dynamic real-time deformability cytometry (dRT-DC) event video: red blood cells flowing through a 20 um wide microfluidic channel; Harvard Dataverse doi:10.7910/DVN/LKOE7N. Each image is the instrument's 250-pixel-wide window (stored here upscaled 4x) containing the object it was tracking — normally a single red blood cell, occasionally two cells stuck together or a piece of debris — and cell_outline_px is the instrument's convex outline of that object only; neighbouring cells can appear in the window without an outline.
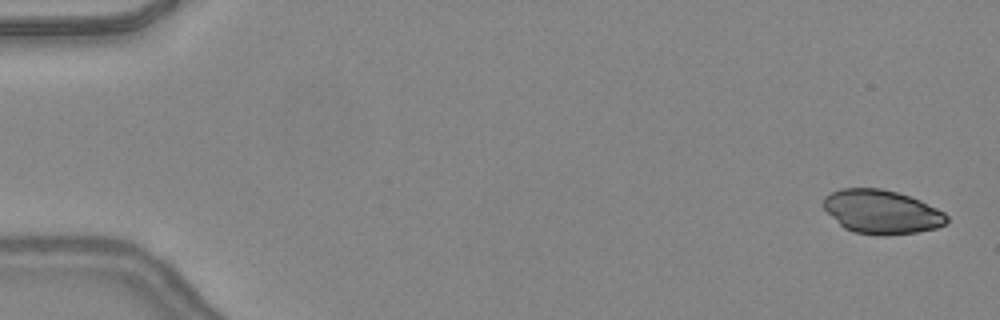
{"species": "common noctule bat (a hibernating species)", "species_latin": "Nyctalus noctula", "temperature_condition": "warm", "stored_images_in_passage": 48, "camera_frame_rate_fps": 3000, "um_per_image_px": 0.085, "animal": {"sex": "female", "body_mass_g": 24.6, "forearm_length_mm": 56.2}, "frame": {"image": 1, "passage_image": 2, "time_ms": 0.333, "image_size_px": [1000, 320], "cell_outline_px": [[948, 220], [944, 224], [936, 228], [916, 232], [884, 236], [876, 236], [852, 232], [844, 228], [824, 208], [824, 196], [840, 188], [880, 188], [896, 192], [920, 200], [944, 212], [948, 216]], "centroid_in_image_um": [74.93, 18.02], "position_along_channel_um": 10.1, "area_um2": 31.44}}